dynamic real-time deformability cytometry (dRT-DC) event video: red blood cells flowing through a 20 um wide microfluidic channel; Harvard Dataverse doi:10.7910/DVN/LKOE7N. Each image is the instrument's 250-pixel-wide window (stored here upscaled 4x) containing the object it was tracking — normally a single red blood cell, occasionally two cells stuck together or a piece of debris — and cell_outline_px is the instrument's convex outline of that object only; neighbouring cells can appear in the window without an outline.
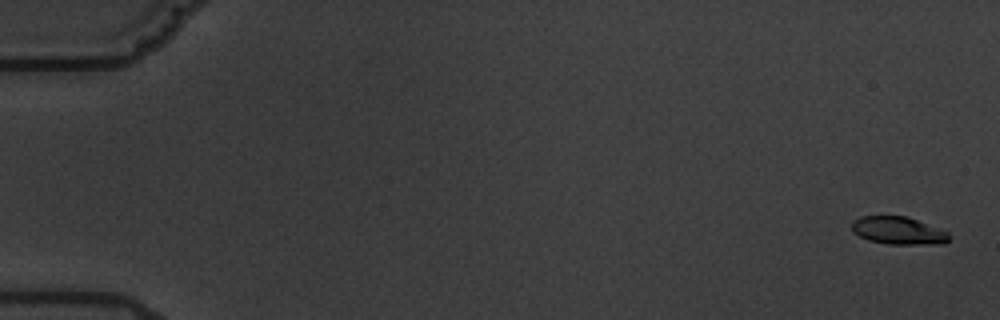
{"species": "common noctule bat (a hibernating species)", "species_latin": "Nyctalus noctula", "temperature_condition": "warm", "stored_images_in_passage": 6, "camera_frame_rate_fps": 3000, "um_per_image_px": 0.085, "animal": {"sex": "male", "body_mass_g": 19.5, "forearm_length_mm": 54.6}, "frame": {"image": 1, "passage_image": 1, "time_ms": 0.0, "image_size_px": [1000, 320], "cell_outline_px": [[948, 240], [944, 244], [888, 244], [868, 240], [852, 232], [852, 220], [860, 216], [908, 216], [948, 232]], "centroid_in_image_um": [76.33, 19.59], "position_along_channel_um": 8.7, "area_um2": 15.72}}
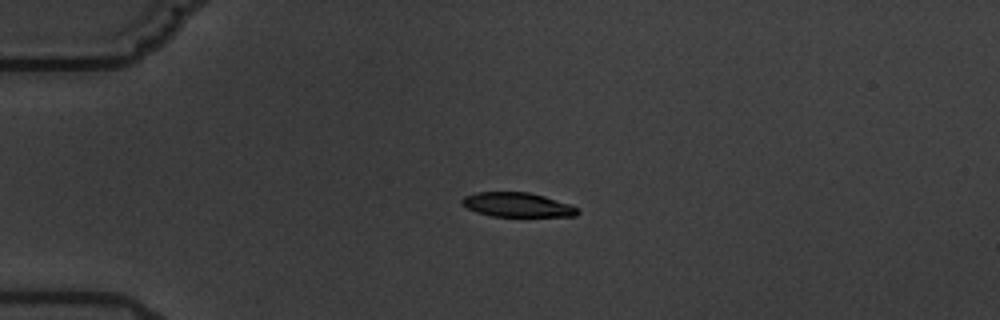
{"frame": {"image": 2, "passage_image": 5, "time_ms": 4.667, "image_size_px": [1000, 320], "cell_outline_px": [[580, 212], [576, 216], [492, 216], [476, 212], [468, 208], [460, 200], [464, 196], [476, 192], [528, 192], [544, 196], [580, 208]], "centroid_in_image_um": [43.98, 17.4], "position_along_channel_um": 41.0, "area_um2": 16.3}}